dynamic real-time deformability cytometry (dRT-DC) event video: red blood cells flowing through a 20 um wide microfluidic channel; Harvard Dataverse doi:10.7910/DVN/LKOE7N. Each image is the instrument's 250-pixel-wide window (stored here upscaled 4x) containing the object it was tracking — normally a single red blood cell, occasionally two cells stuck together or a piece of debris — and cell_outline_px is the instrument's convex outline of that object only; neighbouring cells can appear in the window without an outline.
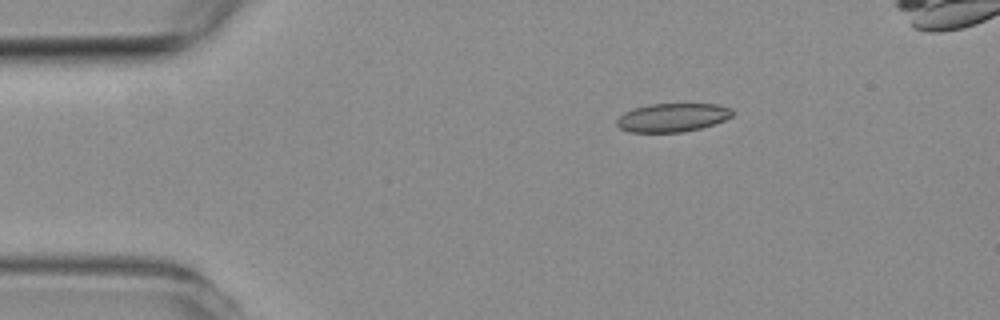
{"species": "common noctule bat (a hibernating species)", "species_latin": "Nyctalus noctula", "temperature_condition": "room temperature", "stored_images_in_passage": 3, "camera_frame_rate_fps": 3000, "um_per_image_px": 0.085, "animal": {"sex": "female", "body_mass_g": 19.3, "forearm_length_mm": 54.1}, "frame": {"image": 1, "passage_image": 1, "time_ms": 0.0, "image_size_px": [1000, 320], "cell_outline_px": [[732, 116], [724, 120], [700, 128], [684, 132], [628, 132], [620, 128], [616, 124], [616, 120], [624, 112], [632, 108], [648, 104], [720, 104], [732, 108]], "centroid_in_image_um": [57.13, 9.98], "position_along_channel_um": 27.9, "area_um2": 19.31}}